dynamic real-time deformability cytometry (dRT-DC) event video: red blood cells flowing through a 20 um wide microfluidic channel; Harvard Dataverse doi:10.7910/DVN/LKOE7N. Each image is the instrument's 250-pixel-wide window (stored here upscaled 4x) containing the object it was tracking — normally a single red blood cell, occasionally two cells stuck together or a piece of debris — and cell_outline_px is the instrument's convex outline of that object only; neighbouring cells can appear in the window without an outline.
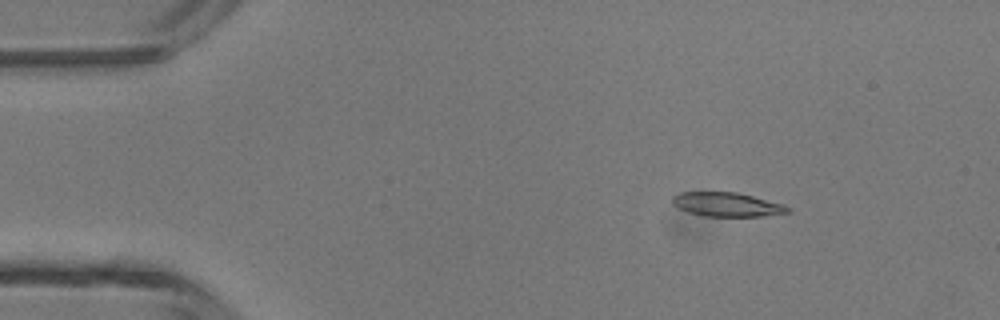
{"species": "common noctule bat (a hibernating species)", "species_latin": "Nyctalus noctula", "temperature_condition": "room temperature", "stored_images_in_passage": 41, "camera_frame_rate_fps": 3000, "um_per_image_px": 0.085, "animal": {"sex": "male", "body_mass_g": 13.3}, "frame": {"image": 1, "passage_image": 1, "time_ms": 0.0, "image_size_px": [1000, 320], "cell_outline_px": [[792, 212], [764, 216], [704, 216], [688, 212], [672, 204], [672, 196], [680, 192], [736, 192], [784, 204], [792, 208]], "centroid_in_image_um": [61.82, 17.38], "position_along_channel_um": 23.2, "area_um2": 16.24}}
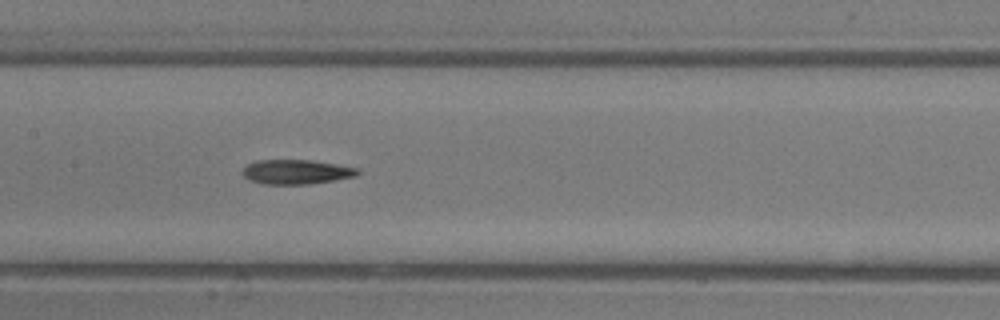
{"frame": {"image": 2, "passage_image": 17, "time_ms": 5.333, "image_size_px": [1000, 320], "cell_outline_px": [[360, 172], [356, 176], [308, 184], [264, 184], [248, 180], [240, 172], [248, 164], [256, 160], [312, 160], [360, 168]], "centroid_in_image_um": [25.17, 14.6], "position_along_channel_um": 182.2, "area_um2": 16.47}}
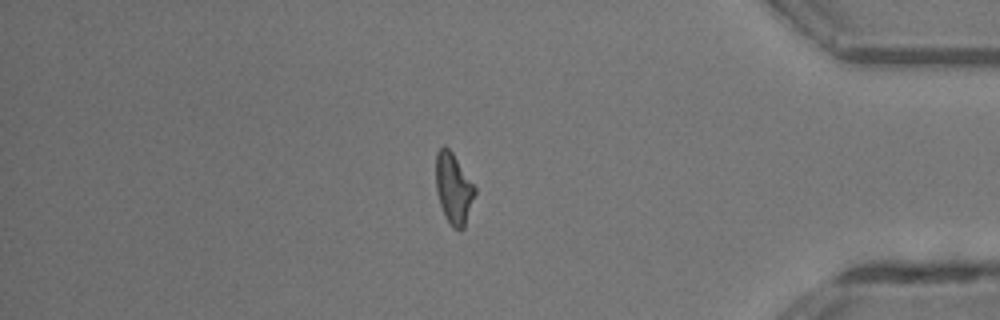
{"frame": {"image": 3, "passage_image": 34, "time_ms": 11.0, "image_size_px": [1000, 320], "cell_outline_px": [[476, 192], [464, 228], [460, 232], [452, 228], [444, 216], [436, 192], [436, 152], [444, 144], [452, 152], [476, 188]], "centroid_in_image_um": [38.54, 16.06], "position_along_channel_um": 396.7, "area_um2": 16.18}, "authors_computed_cell_mechanics": {"area_um2": 16.4152, "velocity_mm_per_s": 4.3925, "shape_relaxation_time_tau1_ms": 6.5774, "shape_relaxation_time_tau2_ms": 4.2503, "deformation_change_tau1": 0.2443, "deformation_change_tau2": 0.1599}}